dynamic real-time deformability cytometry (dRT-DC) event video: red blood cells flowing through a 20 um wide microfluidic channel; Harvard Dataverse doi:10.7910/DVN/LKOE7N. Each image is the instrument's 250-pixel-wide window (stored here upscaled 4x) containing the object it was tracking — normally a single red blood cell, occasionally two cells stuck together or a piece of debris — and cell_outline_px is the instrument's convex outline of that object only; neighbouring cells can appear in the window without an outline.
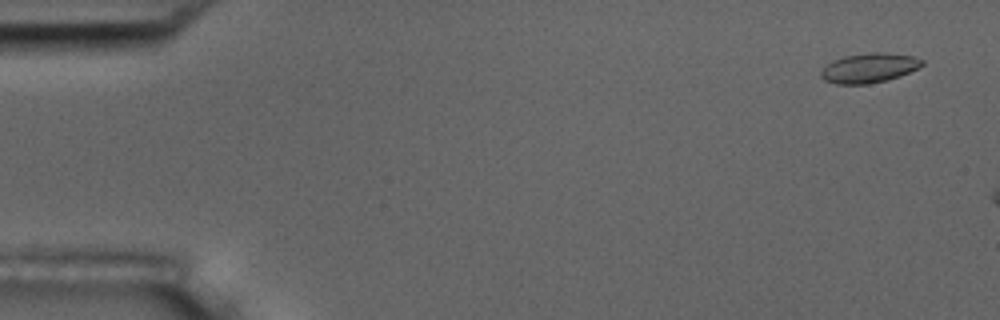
{"species": "common noctule bat (a hibernating species)", "species_latin": "Nyctalus noctula", "temperature_condition": "room temperature", "stored_images_in_passage": 3, "camera_frame_rate_fps": 3000, "um_per_image_px": 0.085, "animal": {"sex": "male", "body_mass_g": 17.5, "forearm_length_mm": 52.3}, "frame": {"image": 1, "passage_image": 1, "time_ms": 0.0, "image_size_px": [1000, 320], "cell_outline_px": [[924, 64], [920, 68], [900, 76], [888, 80], [868, 84], [836, 84], [824, 80], [820, 76], [820, 72], [832, 60], [844, 56], [872, 52], [884, 52], [912, 56], [924, 60]], "centroid_in_image_um": [73.9, 5.78], "position_along_channel_um": 11.1, "area_um2": 17.57}}